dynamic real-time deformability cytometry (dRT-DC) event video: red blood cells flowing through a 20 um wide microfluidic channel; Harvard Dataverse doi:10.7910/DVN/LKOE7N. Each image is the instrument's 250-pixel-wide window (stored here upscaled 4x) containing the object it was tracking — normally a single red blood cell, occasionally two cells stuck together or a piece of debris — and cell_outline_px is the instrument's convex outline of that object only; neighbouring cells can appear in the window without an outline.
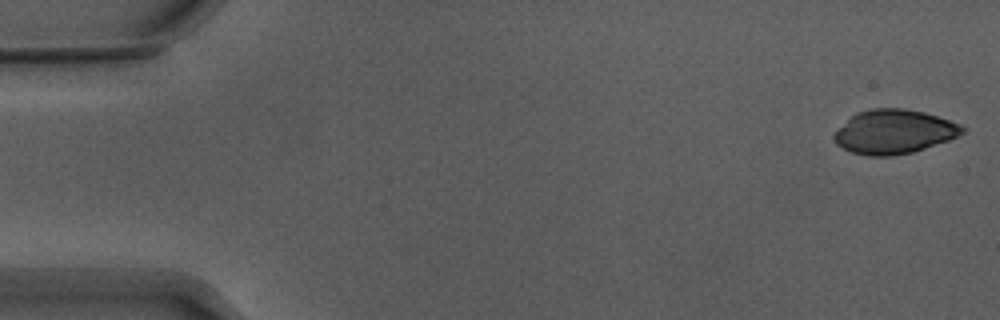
{"species": "Egyptian fruit bat (a non-hibernating species)", "species_latin": "Rousettus aegyptiacus", "temperature_condition": "warm", "stored_images_in_passage": 7, "camera_frame_rate_fps": 3000, "um_per_image_px": 0.085, "animal": {"sex": "male"}, "frame": {"image": 1, "passage_image": 1, "time_ms": 0.0, "image_size_px": [1000, 320], "cell_outline_px": [[968, 128], [964, 132], [948, 140], [912, 152], [892, 156], [868, 156], [852, 152], [836, 144], [832, 136], [852, 116], [868, 108], [904, 108], [924, 112], [960, 124]], "centroid_in_image_um": [76.0, 11.2], "position_along_channel_um": 9.0, "area_um2": 32.6}}